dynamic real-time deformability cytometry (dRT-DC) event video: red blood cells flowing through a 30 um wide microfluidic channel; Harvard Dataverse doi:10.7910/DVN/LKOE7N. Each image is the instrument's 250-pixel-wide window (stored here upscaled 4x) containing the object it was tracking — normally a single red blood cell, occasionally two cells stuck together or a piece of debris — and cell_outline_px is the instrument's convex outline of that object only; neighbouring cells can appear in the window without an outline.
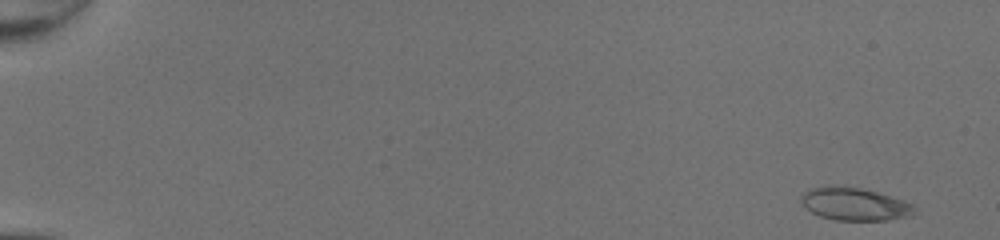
{"species": "common noctule bat (a hibernating species)", "species_latin": "Nyctalus noctula", "temperature_condition": "room temperature", "stored_images_in_passage": 48, "camera_frame_rate_fps": 3000, "um_per_image_px": 0.085, "animal": {"sex": "female", "body_mass_g": 20.0, "forearm_length_mm": 54.0}, "frame": {"image": 1, "passage_image": 1, "time_ms": 0.0, "image_size_px": [1000, 240], "cell_outline_px": [[916, 208], [912, 216], [888, 220], [836, 220], [820, 216], [812, 212], [800, 200], [800, 196], [804, 192], [812, 188], [828, 184], [844, 184], [876, 192], [904, 200], [912, 204]], "centroid_in_image_um": [72.64, 17.32], "position_along_channel_um": 12.4, "area_um2": 21.91}}
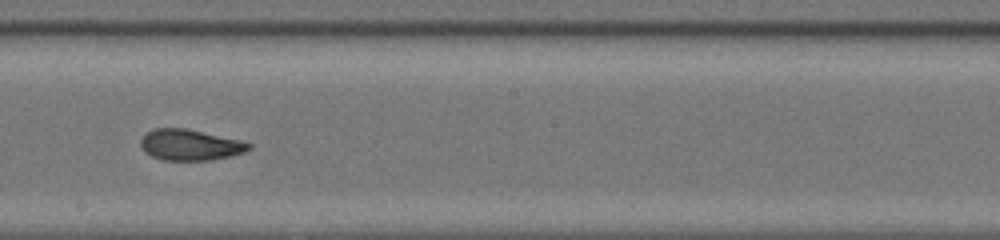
{"frame": {"image": 2, "passage_image": 29, "time_ms": 9.333, "image_size_px": [1000, 240], "cell_outline_px": [[252, 148], [244, 152], [232, 156], [212, 160], [160, 160], [144, 152], [140, 144], [140, 140], [152, 128], [188, 128], [240, 140], [252, 144]], "centroid_in_image_um": [16.17, 12.31], "position_along_channel_um": 232.0, "area_um2": 19.71}}
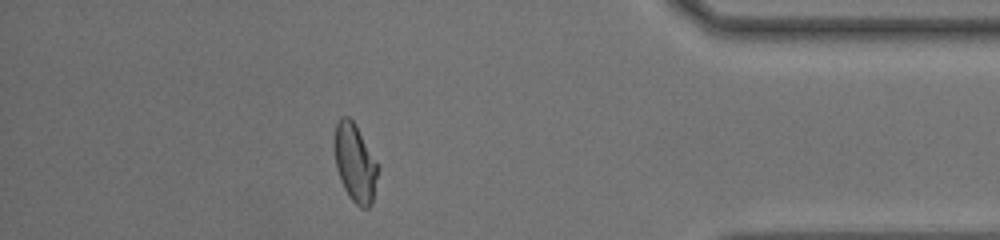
{"frame": {"image": 3, "passage_image": 43, "time_ms": 14.0, "image_size_px": [1000, 240], "cell_outline_px": [[380, 168], [372, 204], [368, 208], [360, 208], [348, 196], [340, 180], [336, 168], [332, 144], [336, 124], [340, 116], [348, 116], [356, 124], [380, 164]], "centroid_in_image_um": [30.19, 13.82], "position_along_channel_um": 405.0, "area_um2": 20.69}, "authors_computed_cell_mechanics": {"area_um2": 20.4901, "velocity_mm_per_s": 4.3424, "shape_relaxation_time_tau1_ms": null, "shape_relaxation_time_tau2_ms": 1.3625, "deformation_change_tau1": null, "deformation_change_tau2": 0.0694}}